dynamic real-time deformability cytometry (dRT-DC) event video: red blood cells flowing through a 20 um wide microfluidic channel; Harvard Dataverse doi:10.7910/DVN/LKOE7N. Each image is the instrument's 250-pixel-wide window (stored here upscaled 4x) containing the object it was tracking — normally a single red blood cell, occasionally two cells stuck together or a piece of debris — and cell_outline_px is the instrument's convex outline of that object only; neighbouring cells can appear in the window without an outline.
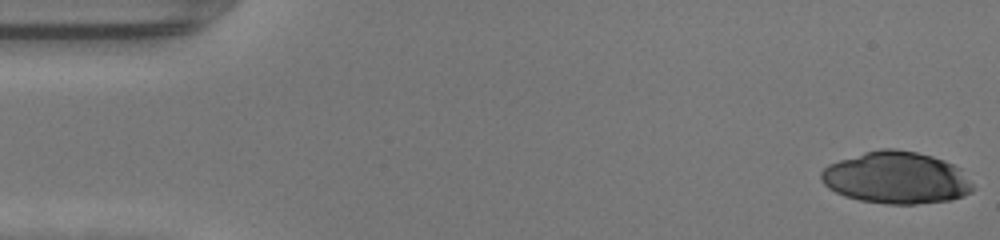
{"species": "human", "species_latin": "Homo sapiens", "temperature_condition": "warm", "stored_images_in_passage": 47, "camera_frame_rate_fps": 3000, "um_per_image_px": 0.085, "donor": {"sex": "female"}, "frame": {"image": 1, "passage_image": 1, "time_ms": 0.0, "image_size_px": [1000, 240], "cell_outline_px": [[976, 188], [972, 192], [964, 196], [952, 200], [916, 204], [884, 204], [860, 200], [844, 196], [828, 188], [820, 180], [820, 172], [828, 164], [864, 152], [880, 148], [892, 148], [916, 152], [932, 156], [944, 160], [960, 168]], "centroid_in_image_um": [76.19, 15.12], "position_along_channel_um": 8.8, "area_um2": 46.3}}
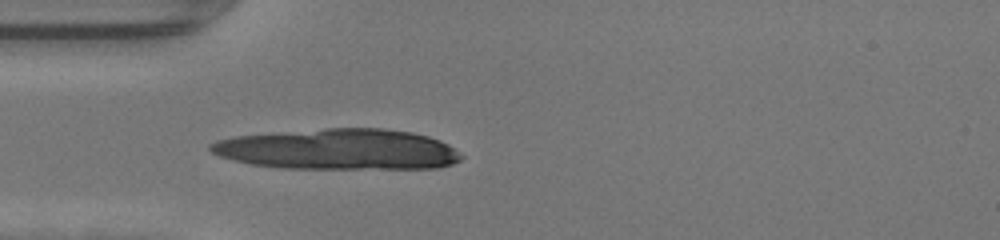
{"frame": {"image": 2, "passage_image": 14, "time_ms": 4.333, "image_size_px": [1000, 240], "cell_outline_px": [[464, 156], [460, 160], [452, 164], [436, 168], [280, 168], [252, 164], [232, 160], [220, 156], [212, 152], [208, 148], [208, 144], [216, 140], [232, 136], [328, 128], [384, 128], [412, 132], [428, 136], [440, 140], [448, 144]], "centroid_in_image_um": [28.75, 12.69], "position_along_channel_um": 56.3, "area_um2": 59.59}}